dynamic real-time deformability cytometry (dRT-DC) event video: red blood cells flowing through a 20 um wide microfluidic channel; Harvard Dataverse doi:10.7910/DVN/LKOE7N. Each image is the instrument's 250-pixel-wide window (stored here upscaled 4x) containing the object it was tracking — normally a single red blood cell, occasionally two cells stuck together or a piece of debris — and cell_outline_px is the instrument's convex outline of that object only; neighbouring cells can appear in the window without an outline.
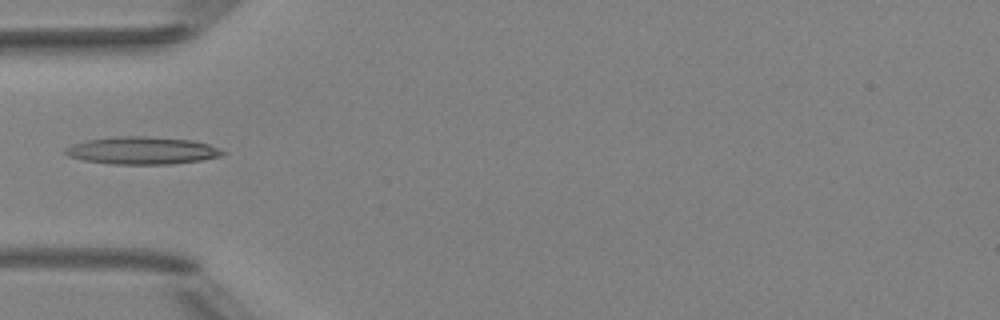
{"species": "Egyptian fruit bat (a non-hibernating species)", "species_latin": "Rousettus aegyptiacus", "temperature_condition": "room temperature", "stored_images_in_passage": 6, "camera_frame_rate_fps": 3000, "um_per_image_px": 0.085, "animal": {"sex": "female"}, "frame": {"image": 1, "passage_image": 5, "time_ms": 4.667, "image_size_px": [1000, 320], "cell_outline_px": [[228, 152], [220, 156], [200, 160], [172, 164], [112, 164], [84, 160], [68, 156], [64, 152], [64, 148], [72, 144], [88, 140], [116, 136], [148, 136], [192, 140], [208, 144], [220, 148]], "centroid_in_image_um": [12.09, 12.79], "position_along_channel_um": 72.9, "area_um2": 25.26}}
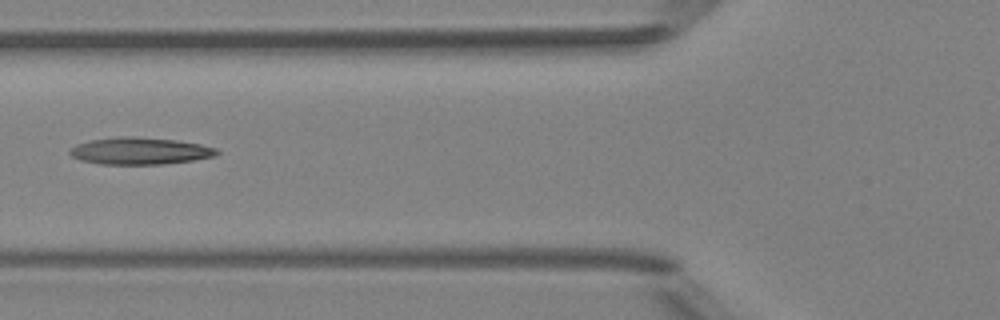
{"frame": {"image": 2, "passage_image": 6, "time_ms": 5.667, "image_size_px": [1000, 320], "cell_outline_px": [[220, 152], [216, 156], [192, 160], [160, 164], [100, 164], [80, 160], [72, 156], [68, 152], [76, 144], [92, 140], [116, 136], [136, 136], [176, 140], [200, 144], [216, 148]], "centroid_in_image_um": [11.89, 12.82], "position_along_channel_um": 113.9, "area_um2": 23.12}}